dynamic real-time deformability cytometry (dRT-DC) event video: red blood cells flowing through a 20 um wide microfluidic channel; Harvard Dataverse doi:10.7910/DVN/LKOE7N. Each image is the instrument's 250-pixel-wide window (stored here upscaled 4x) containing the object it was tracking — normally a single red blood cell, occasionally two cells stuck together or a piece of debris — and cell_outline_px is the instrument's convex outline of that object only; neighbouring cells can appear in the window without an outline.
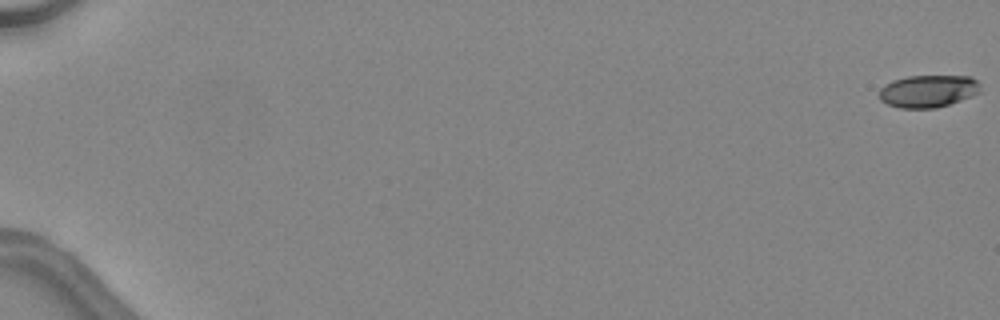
{"species": "common noctule bat (a hibernating species)", "species_latin": "Nyctalus noctula", "temperature_condition": "warm", "stored_images_in_passage": 27, "camera_frame_rate_fps": 3000, "um_per_image_px": 0.085, "animal": {"sex": "female", "body_mass_g": 24.6, "forearm_length_mm": 56.2}, "frame": {"image": 1, "passage_image": 1, "time_ms": 0.0, "image_size_px": [1000, 320], "cell_outline_px": [[980, 92], [960, 100], [936, 108], [900, 108], [888, 104], [880, 100], [880, 88], [884, 84], [892, 80], [908, 76], [972, 76], [980, 84]], "centroid_in_image_um": [78.88, 7.73], "position_along_channel_um": 6.1, "area_um2": 19.07}}